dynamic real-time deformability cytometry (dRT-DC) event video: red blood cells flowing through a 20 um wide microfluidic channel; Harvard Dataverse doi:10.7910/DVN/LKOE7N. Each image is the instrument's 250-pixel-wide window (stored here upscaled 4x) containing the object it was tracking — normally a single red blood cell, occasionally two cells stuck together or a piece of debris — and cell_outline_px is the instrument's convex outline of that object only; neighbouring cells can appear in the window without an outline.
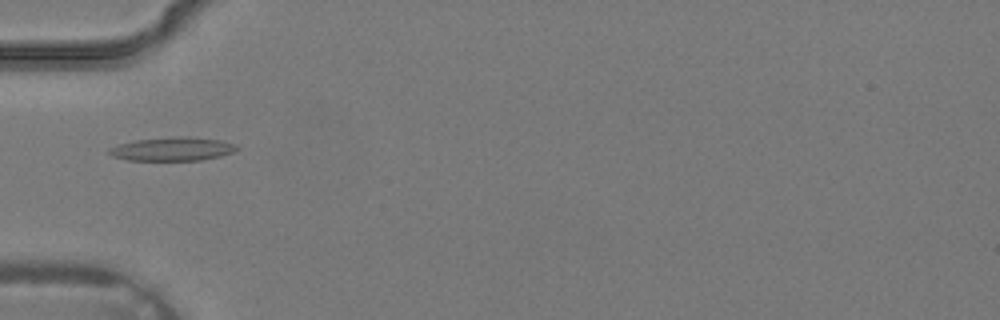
{"species": "common noctule bat (a hibernating species)", "species_latin": "Nyctalus noctula", "temperature_condition": "warm", "stored_images_in_passage": 2, "camera_frame_rate_fps": 3000, "um_per_image_px": 0.085, "animal": {"sex": "male", "body_mass_g": 19.2, "forearm_length_mm": 51.8}, "frame": {"image": 1, "passage_image": 2, "time_ms": 0.333, "image_size_px": [1000, 320], "cell_outline_px": [[240, 148], [232, 152], [220, 156], [200, 160], [128, 160], [112, 156], [108, 152], [108, 148], [120, 144], [136, 140], [172, 136], [188, 136], [220, 140], [236, 144]], "centroid_in_image_um": [14.67, 12.65], "position_along_channel_um": 70.3, "area_um2": 17.57}}